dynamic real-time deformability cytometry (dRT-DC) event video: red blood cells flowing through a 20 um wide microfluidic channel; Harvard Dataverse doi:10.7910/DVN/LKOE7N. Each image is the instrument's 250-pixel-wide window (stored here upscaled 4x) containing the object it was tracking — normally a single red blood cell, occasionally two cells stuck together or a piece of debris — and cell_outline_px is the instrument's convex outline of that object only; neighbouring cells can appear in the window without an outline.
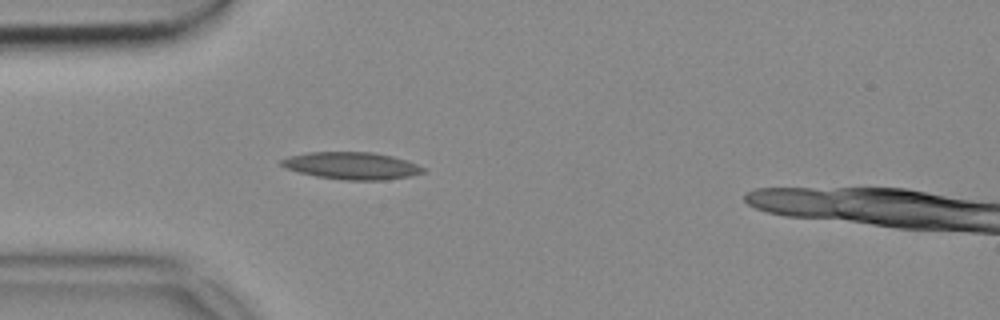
{"species": "common noctule bat (a hibernating species)", "species_latin": "Nyctalus noctula", "temperature_condition": "cold", "stored_images_in_passage": 38, "camera_frame_rate_fps": 3000, "um_per_image_px": 0.085, "animal": {"sex": "female", "body_mass_g": 18.4}, "frame": {"image": 1, "passage_image": 1, "time_ms": 0.0, "image_size_px": [1000, 320], "cell_outline_px": [[424, 172], [408, 176], [384, 180], [344, 180], [316, 176], [284, 168], [280, 164], [280, 160], [292, 156], [308, 152], [372, 152], [392, 156], [416, 164], [424, 168]], "centroid_in_image_um": [29.87, 14.09], "position_along_channel_um": 55.1, "area_um2": 22.2}}
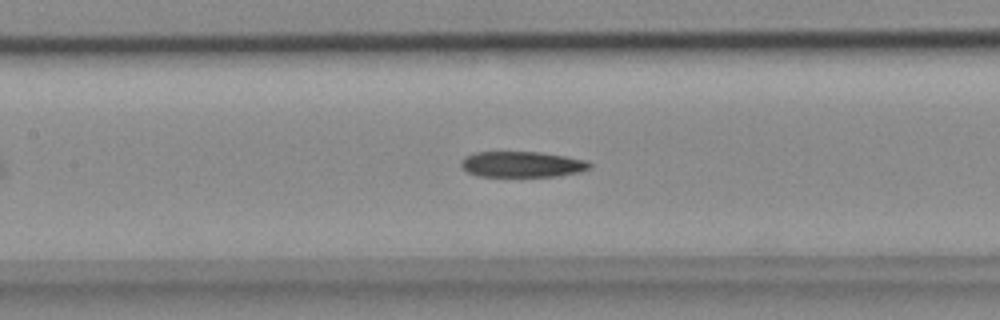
{"frame": {"image": 2, "passage_image": 10, "time_ms": 3.0, "image_size_px": [1000, 320], "cell_outline_px": [[592, 168], [580, 172], [556, 176], [476, 176], [468, 172], [460, 164], [460, 160], [464, 156], [476, 152], [540, 152], [588, 160], [592, 164]], "centroid_in_image_um": [44.39, 13.96], "position_along_channel_um": 163.0, "area_um2": 19.42}}